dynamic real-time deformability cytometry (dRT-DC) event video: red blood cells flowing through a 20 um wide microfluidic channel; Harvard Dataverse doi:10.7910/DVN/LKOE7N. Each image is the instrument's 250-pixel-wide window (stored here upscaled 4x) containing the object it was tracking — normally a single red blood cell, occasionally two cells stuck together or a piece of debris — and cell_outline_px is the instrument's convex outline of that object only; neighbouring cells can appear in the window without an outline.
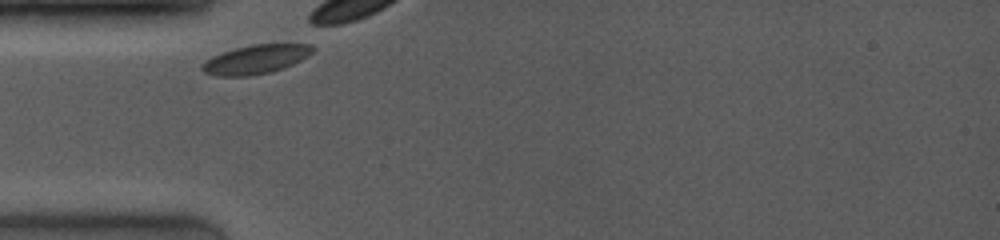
{"species": "common noctule bat (a hibernating species)", "species_latin": "Nyctalus noctula", "temperature_condition": "room temperature", "stored_images_in_passage": 27, "camera_frame_rate_fps": 4000, "um_per_image_px": 0.085, "animal": {"sex": "female", "body_mass_g": 19.0, "forearm_length_mm": 53.3}, "frame": {"image": 1, "passage_image": 1, "time_ms": 0.0, "image_size_px": [1000, 240], "cell_outline_px": [[316, 48], [308, 56], [284, 68], [268, 72], [248, 76], [216, 76], [204, 72], [200, 68], [200, 64], [204, 60], [212, 56], [236, 48], [252, 44], [308, 44]], "centroid_in_image_um": [21.7, 5.05], "position_along_channel_um": 63.3, "area_um2": 18.61}}
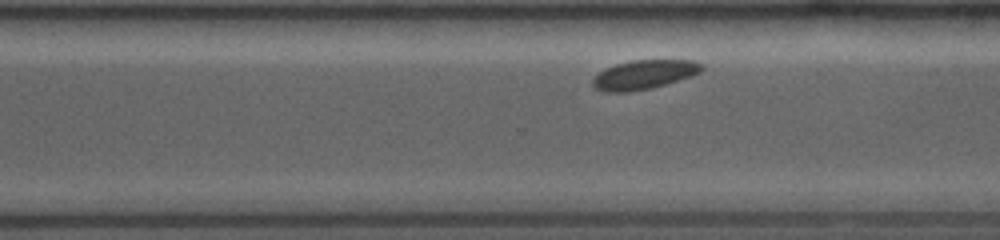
{"frame": {"image": 2, "passage_image": 20, "time_ms": 6.75, "image_size_px": [1000, 240], "cell_outline_px": [[704, 68], [700, 72], [652, 88], [628, 92], [604, 92], [596, 88], [592, 84], [592, 80], [604, 68], [616, 64], [632, 60], [696, 60], [704, 64]], "centroid_in_image_um": [54.73, 6.33], "position_along_channel_um": 315.9, "area_um2": 18.38}}
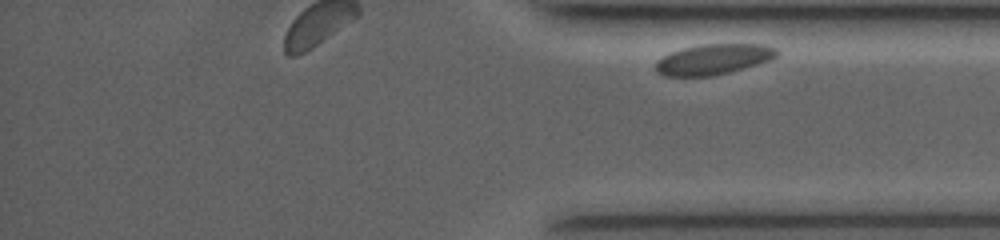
{"frame": {"image": 3, "passage_image": 27, "time_ms": 9.5, "image_size_px": [1000, 240], "cell_outline_px": [[780, 52], [772, 60], [744, 68], [712, 76], [664, 76], [656, 72], [656, 60], [672, 52], [684, 48], [700, 44], [764, 44], [776, 48]], "centroid_in_image_um": [60.67, 5.04], "position_along_channel_um": 374.5, "area_um2": 21.56}}